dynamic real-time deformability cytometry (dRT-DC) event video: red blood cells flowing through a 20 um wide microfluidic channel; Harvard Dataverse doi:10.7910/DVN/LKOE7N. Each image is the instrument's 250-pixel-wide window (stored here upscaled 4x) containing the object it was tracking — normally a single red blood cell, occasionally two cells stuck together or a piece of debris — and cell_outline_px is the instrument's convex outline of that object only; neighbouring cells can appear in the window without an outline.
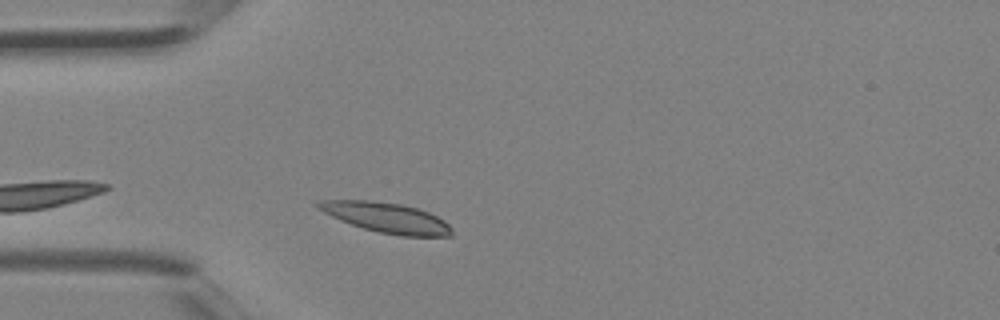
{"species": "Egyptian fruit bat (a non-hibernating species)", "species_latin": "Rousettus aegyptiacus", "temperature_condition": "room temperature", "stored_images_in_passage": 2, "camera_frame_rate_fps": 3000, "um_per_image_px": 0.085, "animal": {"sex": "female"}, "frame": {"image": 1, "passage_image": 2, "time_ms": 0.333, "image_size_px": [1000, 320], "cell_outline_px": [[452, 236], [400, 236], [380, 232], [364, 228], [340, 220], [316, 208], [316, 204], [320, 200], [368, 200], [400, 204], [420, 208], [444, 220], [452, 228]], "centroid_in_image_um": [32.87, 18.49], "position_along_channel_um": 52.1, "area_um2": 23.29}}